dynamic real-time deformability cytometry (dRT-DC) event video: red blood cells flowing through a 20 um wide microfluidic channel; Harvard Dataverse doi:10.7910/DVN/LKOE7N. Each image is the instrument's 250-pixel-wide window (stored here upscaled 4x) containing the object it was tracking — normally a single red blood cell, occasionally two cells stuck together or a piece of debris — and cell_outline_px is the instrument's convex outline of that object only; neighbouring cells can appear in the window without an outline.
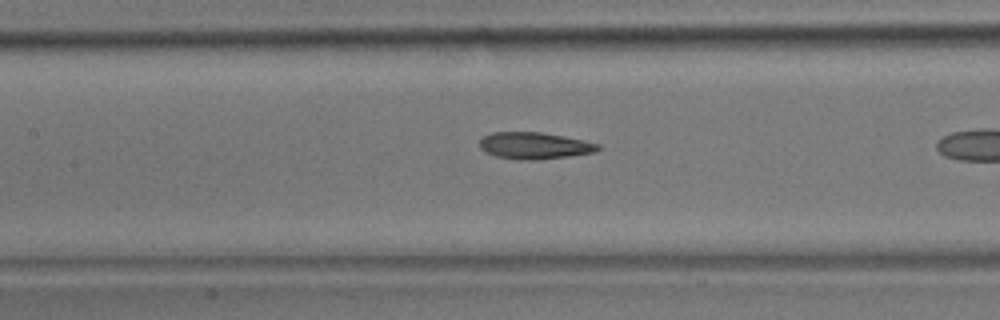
{"species": "common noctule bat (a hibernating species)", "species_latin": "Nyctalus noctula", "temperature_condition": "room temperature", "stored_images_in_passage": 9, "camera_frame_rate_fps": 3000, "um_per_image_px": 0.085, "animal": {"sex": "male", "body_mass_g": 17.9}, "frame": {"image": 1, "passage_image": 8, "time_ms": 2.333, "image_size_px": [1000, 320], "cell_outline_px": [[604, 148], [596, 152], [568, 156], [536, 160], [516, 160], [496, 156], [480, 148], [480, 140], [484, 136], [492, 132], [540, 132], [564, 136], [584, 140], [600, 144]], "centroid_in_image_um": [45.48, 12.38], "position_along_channel_um": 161.9, "area_um2": 18.55}}